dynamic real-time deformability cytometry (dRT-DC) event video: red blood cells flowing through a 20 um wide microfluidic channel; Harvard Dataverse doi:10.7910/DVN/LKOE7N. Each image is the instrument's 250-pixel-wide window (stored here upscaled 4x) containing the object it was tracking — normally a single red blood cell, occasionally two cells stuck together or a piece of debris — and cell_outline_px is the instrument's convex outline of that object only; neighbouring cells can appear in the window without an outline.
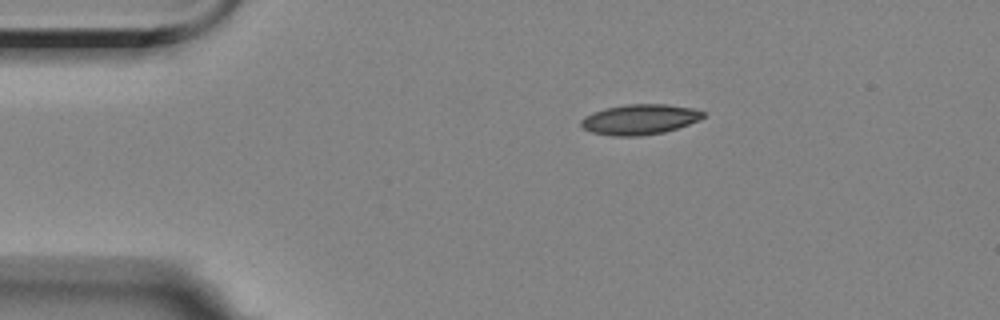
{"species": "Egyptian fruit bat (a non-hibernating species)", "species_latin": "Rousettus aegyptiacus", "temperature_condition": "room temperature", "stored_images_in_passage": 2, "camera_frame_rate_fps": 3000, "um_per_image_px": 0.085, "animal": {"sex": "female"}, "frame": {"image": 1, "passage_image": 2, "time_ms": 1.0, "image_size_px": [1000, 320], "cell_outline_px": [[704, 116], [700, 120], [664, 132], [640, 136], [612, 136], [592, 132], [584, 128], [580, 124], [580, 120], [584, 116], [592, 112], [604, 108], [624, 104], [664, 104], [692, 108], [704, 112]], "centroid_in_image_um": [54.34, 10.14], "position_along_channel_um": 30.7, "area_um2": 21.56}}